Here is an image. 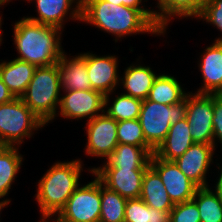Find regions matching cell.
<instances>
[{
  "mask_svg": "<svg viewBox=\"0 0 222 222\" xmlns=\"http://www.w3.org/2000/svg\"><path fill=\"white\" fill-rule=\"evenodd\" d=\"M81 24L94 27L98 32L108 34L117 45L129 37L150 34L152 37L166 38L157 26L154 9H134L124 5H115L106 0H84L81 7ZM84 24V25H83ZM167 41V42H166Z\"/></svg>",
  "mask_w": 222,
  "mask_h": 222,
  "instance_id": "obj_1",
  "label": "cell"
},
{
  "mask_svg": "<svg viewBox=\"0 0 222 222\" xmlns=\"http://www.w3.org/2000/svg\"><path fill=\"white\" fill-rule=\"evenodd\" d=\"M55 160L37 180L32 196L39 211L38 221H52L65 207L74 191L84 182L83 174L90 176L92 166L85 165V159ZM87 166V167H85ZM84 172V173H83ZM39 209V210H38Z\"/></svg>",
  "mask_w": 222,
  "mask_h": 222,
  "instance_id": "obj_2",
  "label": "cell"
},
{
  "mask_svg": "<svg viewBox=\"0 0 222 222\" xmlns=\"http://www.w3.org/2000/svg\"><path fill=\"white\" fill-rule=\"evenodd\" d=\"M13 55L36 67L50 66L58 63L66 44L63 43L65 32L55 26L33 22L25 16L11 21ZM64 33V34H63ZM63 43V44H62Z\"/></svg>",
  "mask_w": 222,
  "mask_h": 222,
  "instance_id": "obj_3",
  "label": "cell"
},
{
  "mask_svg": "<svg viewBox=\"0 0 222 222\" xmlns=\"http://www.w3.org/2000/svg\"><path fill=\"white\" fill-rule=\"evenodd\" d=\"M58 63L36 67L21 100L48 127L53 123L61 97Z\"/></svg>",
  "mask_w": 222,
  "mask_h": 222,
  "instance_id": "obj_4",
  "label": "cell"
},
{
  "mask_svg": "<svg viewBox=\"0 0 222 222\" xmlns=\"http://www.w3.org/2000/svg\"><path fill=\"white\" fill-rule=\"evenodd\" d=\"M46 127L21 98L0 104V145L23 148V144Z\"/></svg>",
  "mask_w": 222,
  "mask_h": 222,
  "instance_id": "obj_5",
  "label": "cell"
},
{
  "mask_svg": "<svg viewBox=\"0 0 222 222\" xmlns=\"http://www.w3.org/2000/svg\"><path fill=\"white\" fill-rule=\"evenodd\" d=\"M186 117V96L173 105L160 104L150 100H143L139 121L143 129L146 142L156 150L165 140L171 124Z\"/></svg>",
  "mask_w": 222,
  "mask_h": 222,
  "instance_id": "obj_6",
  "label": "cell"
},
{
  "mask_svg": "<svg viewBox=\"0 0 222 222\" xmlns=\"http://www.w3.org/2000/svg\"><path fill=\"white\" fill-rule=\"evenodd\" d=\"M70 196L65 207L52 222H99L101 213V181L91 174ZM87 181V182H86Z\"/></svg>",
  "mask_w": 222,
  "mask_h": 222,
  "instance_id": "obj_7",
  "label": "cell"
},
{
  "mask_svg": "<svg viewBox=\"0 0 222 222\" xmlns=\"http://www.w3.org/2000/svg\"><path fill=\"white\" fill-rule=\"evenodd\" d=\"M104 105L105 95L99 91L93 89L62 91L59 108L53 122L71 120V122L84 123L102 114Z\"/></svg>",
  "mask_w": 222,
  "mask_h": 222,
  "instance_id": "obj_8",
  "label": "cell"
},
{
  "mask_svg": "<svg viewBox=\"0 0 222 222\" xmlns=\"http://www.w3.org/2000/svg\"><path fill=\"white\" fill-rule=\"evenodd\" d=\"M83 131L86 137L83 153L85 158L105 161L118 145L117 121L105 112L84 123Z\"/></svg>",
  "mask_w": 222,
  "mask_h": 222,
  "instance_id": "obj_9",
  "label": "cell"
},
{
  "mask_svg": "<svg viewBox=\"0 0 222 222\" xmlns=\"http://www.w3.org/2000/svg\"><path fill=\"white\" fill-rule=\"evenodd\" d=\"M221 158L222 156L217 154L214 145L194 143L174 162L200 188L210 186L213 178L211 176Z\"/></svg>",
  "mask_w": 222,
  "mask_h": 222,
  "instance_id": "obj_10",
  "label": "cell"
},
{
  "mask_svg": "<svg viewBox=\"0 0 222 222\" xmlns=\"http://www.w3.org/2000/svg\"><path fill=\"white\" fill-rule=\"evenodd\" d=\"M24 2L34 6V16L29 13L24 15L33 22L55 26L63 31L70 21L76 22L77 27L81 26L82 3L80 0H24Z\"/></svg>",
  "mask_w": 222,
  "mask_h": 222,
  "instance_id": "obj_11",
  "label": "cell"
},
{
  "mask_svg": "<svg viewBox=\"0 0 222 222\" xmlns=\"http://www.w3.org/2000/svg\"><path fill=\"white\" fill-rule=\"evenodd\" d=\"M213 117V94H186L185 118L194 143L213 145Z\"/></svg>",
  "mask_w": 222,
  "mask_h": 222,
  "instance_id": "obj_12",
  "label": "cell"
},
{
  "mask_svg": "<svg viewBox=\"0 0 222 222\" xmlns=\"http://www.w3.org/2000/svg\"><path fill=\"white\" fill-rule=\"evenodd\" d=\"M95 51H86V65L88 77L93 90L104 95L118 90L120 73L123 62L116 52L101 55Z\"/></svg>",
  "mask_w": 222,
  "mask_h": 222,
  "instance_id": "obj_13",
  "label": "cell"
},
{
  "mask_svg": "<svg viewBox=\"0 0 222 222\" xmlns=\"http://www.w3.org/2000/svg\"><path fill=\"white\" fill-rule=\"evenodd\" d=\"M195 58L201 85L191 88L200 94H218L222 90V43L211 41Z\"/></svg>",
  "mask_w": 222,
  "mask_h": 222,
  "instance_id": "obj_14",
  "label": "cell"
},
{
  "mask_svg": "<svg viewBox=\"0 0 222 222\" xmlns=\"http://www.w3.org/2000/svg\"><path fill=\"white\" fill-rule=\"evenodd\" d=\"M150 166L159 174L174 204L193 199L199 187L179 169L174 161L164 160L153 154Z\"/></svg>",
  "mask_w": 222,
  "mask_h": 222,
  "instance_id": "obj_15",
  "label": "cell"
},
{
  "mask_svg": "<svg viewBox=\"0 0 222 222\" xmlns=\"http://www.w3.org/2000/svg\"><path fill=\"white\" fill-rule=\"evenodd\" d=\"M147 168L95 167L92 172L108 189L127 198H140Z\"/></svg>",
  "mask_w": 222,
  "mask_h": 222,
  "instance_id": "obj_16",
  "label": "cell"
},
{
  "mask_svg": "<svg viewBox=\"0 0 222 222\" xmlns=\"http://www.w3.org/2000/svg\"><path fill=\"white\" fill-rule=\"evenodd\" d=\"M145 58L138 56L135 61L127 63L120 73L118 90L123 94L134 98L145 100L153 86L154 80L161 72L160 68L155 70L151 64L143 61ZM146 63V64H145Z\"/></svg>",
  "mask_w": 222,
  "mask_h": 222,
  "instance_id": "obj_17",
  "label": "cell"
},
{
  "mask_svg": "<svg viewBox=\"0 0 222 222\" xmlns=\"http://www.w3.org/2000/svg\"><path fill=\"white\" fill-rule=\"evenodd\" d=\"M157 26L168 37L172 23L180 20L195 21L207 0H154ZM156 8V9H155ZM194 19V20H193ZM169 30V32H168Z\"/></svg>",
  "mask_w": 222,
  "mask_h": 222,
  "instance_id": "obj_18",
  "label": "cell"
},
{
  "mask_svg": "<svg viewBox=\"0 0 222 222\" xmlns=\"http://www.w3.org/2000/svg\"><path fill=\"white\" fill-rule=\"evenodd\" d=\"M71 54L65 50L58 61L61 90H91L92 86L86 65V52Z\"/></svg>",
  "mask_w": 222,
  "mask_h": 222,
  "instance_id": "obj_19",
  "label": "cell"
},
{
  "mask_svg": "<svg viewBox=\"0 0 222 222\" xmlns=\"http://www.w3.org/2000/svg\"><path fill=\"white\" fill-rule=\"evenodd\" d=\"M20 146L0 145V196L4 197L11 205L14 198L9 194L19 179V173L23 168L25 155L22 154Z\"/></svg>",
  "mask_w": 222,
  "mask_h": 222,
  "instance_id": "obj_20",
  "label": "cell"
},
{
  "mask_svg": "<svg viewBox=\"0 0 222 222\" xmlns=\"http://www.w3.org/2000/svg\"><path fill=\"white\" fill-rule=\"evenodd\" d=\"M155 150L152 147H141L131 144H120L115 147L112 154L95 167L115 168H148Z\"/></svg>",
  "mask_w": 222,
  "mask_h": 222,
  "instance_id": "obj_21",
  "label": "cell"
},
{
  "mask_svg": "<svg viewBox=\"0 0 222 222\" xmlns=\"http://www.w3.org/2000/svg\"><path fill=\"white\" fill-rule=\"evenodd\" d=\"M6 58L0 59V76L14 97L21 98L33 77L36 66L16 58Z\"/></svg>",
  "mask_w": 222,
  "mask_h": 222,
  "instance_id": "obj_22",
  "label": "cell"
},
{
  "mask_svg": "<svg viewBox=\"0 0 222 222\" xmlns=\"http://www.w3.org/2000/svg\"><path fill=\"white\" fill-rule=\"evenodd\" d=\"M194 144L187 119L171 124L165 140L157 147L154 154L161 159L174 161L182 156Z\"/></svg>",
  "mask_w": 222,
  "mask_h": 222,
  "instance_id": "obj_23",
  "label": "cell"
},
{
  "mask_svg": "<svg viewBox=\"0 0 222 222\" xmlns=\"http://www.w3.org/2000/svg\"><path fill=\"white\" fill-rule=\"evenodd\" d=\"M177 74L163 70L158 74L151 87L147 100L160 104L173 105L181 102L189 92Z\"/></svg>",
  "mask_w": 222,
  "mask_h": 222,
  "instance_id": "obj_24",
  "label": "cell"
},
{
  "mask_svg": "<svg viewBox=\"0 0 222 222\" xmlns=\"http://www.w3.org/2000/svg\"><path fill=\"white\" fill-rule=\"evenodd\" d=\"M140 198L149 207L161 211H171L174 203L171 201L159 174L149 166L142 179Z\"/></svg>",
  "mask_w": 222,
  "mask_h": 222,
  "instance_id": "obj_25",
  "label": "cell"
},
{
  "mask_svg": "<svg viewBox=\"0 0 222 222\" xmlns=\"http://www.w3.org/2000/svg\"><path fill=\"white\" fill-rule=\"evenodd\" d=\"M142 102L115 90L105 95L104 112L116 121L139 119Z\"/></svg>",
  "mask_w": 222,
  "mask_h": 222,
  "instance_id": "obj_26",
  "label": "cell"
},
{
  "mask_svg": "<svg viewBox=\"0 0 222 222\" xmlns=\"http://www.w3.org/2000/svg\"><path fill=\"white\" fill-rule=\"evenodd\" d=\"M192 200L196 203L201 222H222V201L210 186L198 188Z\"/></svg>",
  "mask_w": 222,
  "mask_h": 222,
  "instance_id": "obj_27",
  "label": "cell"
},
{
  "mask_svg": "<svg viewBox=\"0 0 222 222\" xmlns=\"http://www.w3.org/2000/svg\"><path fill=\"white\" fill-rule=\"evenodd\" d=\"M170 211L149 207L141 198L128 199L124 222H170Z\"/></svg>",
  "mask_w": 222,
  "mask_h": 222,
  "instance_id": "obj_28",
  "label": "cell"
},
{
  "mask_svg": "<svg viewBox=\"0 0 222 222\" xmlns=\"http://www.w3.org/2000/svg\"><path fill=\"white\" fill-rule=\"evenodd\" d=\"M127 198L108 189L101 182V213L99 222H124Z\"/></svg>",
  "mask_w": 222,
  "mask_h": 222,
  "instance_id": "obj_29",
  "label": "cell"
},
{
  "mask_svg": "<svg viewBox=\"0 0 222 222\" xmlns=\"http://www.w3.org/2000/svg\"><path fill=\"white\" fill-rule=\"evenodd\" d=\"M117 139L120 144L151 147L144 138L139 119L117 121Z\"/></svg>",
  "mask_w": 222,
  "mask_h": 222,
  "instance_id": "obj_30",
  "label": "cell"
},
{
  "mask_svg": "<svg viewBox=\"0 0 222 222\" xmlns=\"http://www.w3.org/2000/svg\"><path fill=\"white\" fill-rule=\"evenodd\" d=\"M197 23L202 22L203 26H212L218 32V36L210 38L213 42L222 43V0H207L203 6L200 15L195 19ZM206 24V25H205Z\"/></svg>",
  "mask_w": 222,
  "mask_h": 222,
  "instance_id": "obj_31",
  "label": "cell"
},
{
  "mask_svg": "<svg viewBox=\"0 0 222 222\" xmlns=\"http://www.w3.org/2000/svg\"><path fill=\"white\" fill-rule=\"evenodd\" d=\"M170 222H201L200 213L193 200L177 203L170 211Z\"/></svg>",
  "mask_w": 222,
  "mask_h": 222,
  "instance_id": "obj_32",
  "label": "cell"
},
{
  "mask_svg": "<svg viewBox=\"0 0 222 222\" xmlns=\"http://www.w3.org/2000/svg\"><path fill=\"white\" fill-rule=\"evenodd\" d=\"M213 116V145L222 156V98L217 94H213Z\"/></svg>",
  "mask_w": 222,
  "mask_h": 222,
  "instance_id": "obj_33",
  "label": "cell"
},
{
  "mask_svg": "<svg viewBox=\"0 0 222 222\" xmlns=\"http://www.w3.org/2000/svg\"><path fill=\"white\" fill-rule=\"evenodd\" d=\"M106 1L113 3L115 5H124L134 9H154V7H152V5L154 4L153 3L150 4L151 2H149V0H106Z\"/></svg>",
  "mask_w": 222,
  "mask_h": 222,
  "instance_id": "obj_34",
  "label": "cell"
},
{
  "mask_svg": "<svg viewBox=\"0 0 222 222\" xmlns=\"http://www.w3.org/2000/svg\"><path fill=\"white\" fill-rule=\"evenodd\" d=\"M215 171L210 187L218 194V197L222 201V160L218 163Z\"/></svg>",
  "mask_w": 222,
  "mask_h": 222,
  "instance_id": "obj_35",
  "label": "cell"
},
{
  "mask_svg": "<svg viewBox=\"0 0 222 222\" xmlns=\"http://www.w3.org/2000/svg\"><path fill=\"white\" fill-rule=\"evenodd\" d=\"M14 95L10 92L8 87L3 83L0 76V104L10 102L14 99Z\"/></svg>",
  "mask_w": 222,
  "mask_h": 222,
  "instance_id": "obj_36",
  "label": "cell"
},
{
  "mask_svg": "<svg viewBox=\"0 0 222 222\" xmlns=\"http://www.w3.org/2000/svg\"><path fill=\"white\" fill-rule=\"evenodd\" d=\"M10 203L2 196H0V222H2V212L4 211L5 208L10 207Z\"/></svg>",
  "mask_w": 222,
  "mask_h": 222,
  "instance_id": "obj_37",
  "label": "cell"
},
{
  "mask_svg": "<svg viewBox=\"0 0 222 222\" xmlns=\"http://www.w3.org/2000/svg\"><path fill=\"white\" fill-rule=\"evenodd\" d=\"M6 6L2 3V1L0 0V28H3L4 25V17H3V12L5 10Z\"/></svg>",
  "mask_w": 222,
  "mask_h": 222,
  "instance_id": "obj_38",
  "label": "cell"
},
{
  "mask_svg": "<svg viewBox=\"0 0 222 222\" xmlns=\"http://www.w3.org/2000/svg\"><path fill=\"white\" fill-rule=\"evenodd\" d=\"M5 30L6 29H4V31H3V28H0V49H2L1 48V46L6 42V33H5ZM5 39V40H4ZM5 41V42H4Z\"/></svg>",
  "mask_w": 222,
  "mask_h": 222,
  "instance_id": "obj_39",
  "label": "cell"
},
{
  "mask_svg": "<svg viewBox=\"0 0 222 222\" xmlns=\"http://www.w3.org/2000/svg\"><path fill=\"white\" fill-rule=\"evenodd\" d=\"M2 3L7 7L8 5L13 4L17 0H1ZM14 1V2H13ZM19 1V0H18Z\"/></svg>",
  "mask_w": 222,
  "mask_h": 222,
  "instance_id": "obj_40",
  "label": "cell"
},
{
  "mask_svg": "<svg viewBox=\"0 0 222 222\" xmlns=\"http://www.w3.org/2000/svg\"><path fill=\"white\" fill-rule=\"evenodd\" d=\"M217 95L222 98V90Z\"/></svg>",
  "mask_w": 222,
  "mask_h": 222,
  "instance_id": "obj_41",
  "label": "cell"
}]
</instances>
